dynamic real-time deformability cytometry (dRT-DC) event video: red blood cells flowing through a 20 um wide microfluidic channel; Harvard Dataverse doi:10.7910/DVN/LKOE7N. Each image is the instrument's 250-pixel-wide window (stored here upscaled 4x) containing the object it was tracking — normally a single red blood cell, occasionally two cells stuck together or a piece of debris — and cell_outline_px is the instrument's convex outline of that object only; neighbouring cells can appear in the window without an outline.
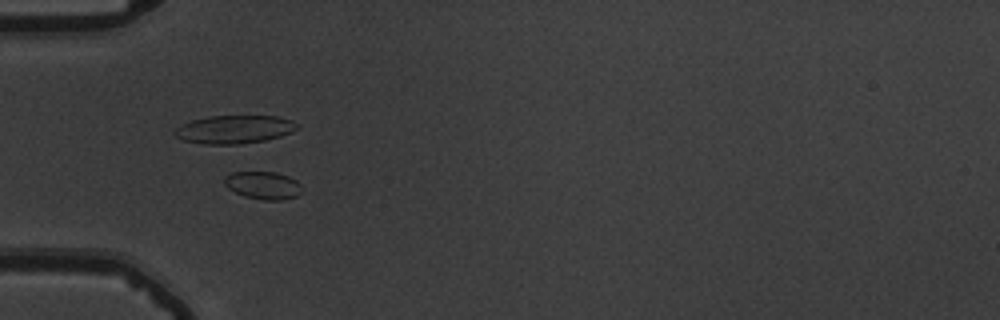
{"species": "common noctule bat (a hibernating species)", "species_latin": "Nyctalus noctula", "temperature_condition": "warm", "stored_images_in_passage": 43, "camera_frame_rate_fps": 3000, "um_per_image_px": 0.085, "animal": {"sex": "male", "body_mass_g": 19.5, "forearm_length_mm": 54.6}, "frame": {"image": 1, "passage_image": 5, "time_ms": 1.333, "image_size_px": [1000, 320], "cell_outline_px": [[300, 192], [296, 196], [280, 200], [264, 200], [244, 196], [228, 188], [224, 184], [224, 176], [232, 172], [276, 172], [288, 176], [296, 180], [300, 184]], "centroid_in_image_um": [22.34, 15.74], "position_along_channel_um": 62.7, "area_um2": 12.43}}
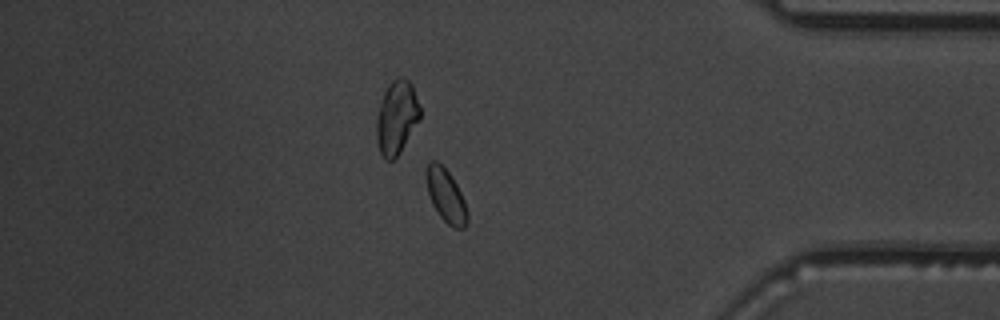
{"frame": {"image": 2, "passage_image": 35, "time_ms": 11.333, "image_size_px": [1000, 320], "cell_outline_px": [[468, 224], [464, 228], [452, 228], [440, 216], [432, 204], [428, 192], [424, 176], [424, 172], [428, 164], [432, 160], [436, 160], [452, 176], [464, 200], [468, 212]], "centroid_in_image_um": [37.89, 16.63], "position_along_channel_um": 397.3, "area_um2": 12.89}}
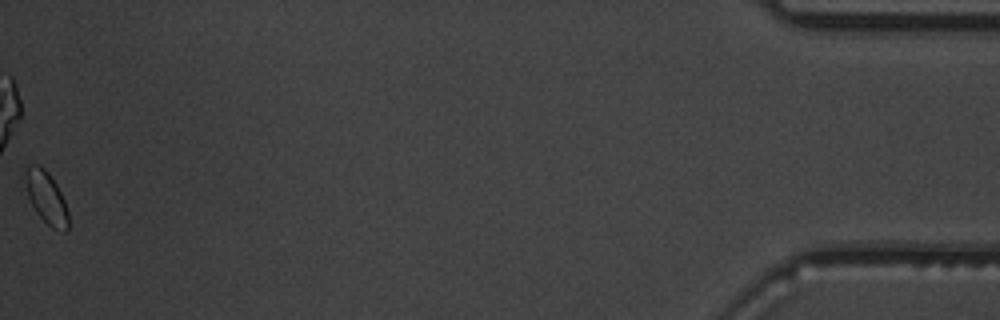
{"frame": {"image": 3, "passage_image": 43, "time_ms": 14.0, "image_size_px": [1000, 320], "cell_outline_px": [[68, 228], [64, 232], [52, 228], [36, 212], [28, 196], [20, 176], [20, 168], [24, 164], [40, 164], [48, 172], [56, 184], [64, 200], [68, 212]], "centroid_in_image_um": [3.83, 16.66], "position_along_channel_um": 431.4, "area_um2": 13.76}}